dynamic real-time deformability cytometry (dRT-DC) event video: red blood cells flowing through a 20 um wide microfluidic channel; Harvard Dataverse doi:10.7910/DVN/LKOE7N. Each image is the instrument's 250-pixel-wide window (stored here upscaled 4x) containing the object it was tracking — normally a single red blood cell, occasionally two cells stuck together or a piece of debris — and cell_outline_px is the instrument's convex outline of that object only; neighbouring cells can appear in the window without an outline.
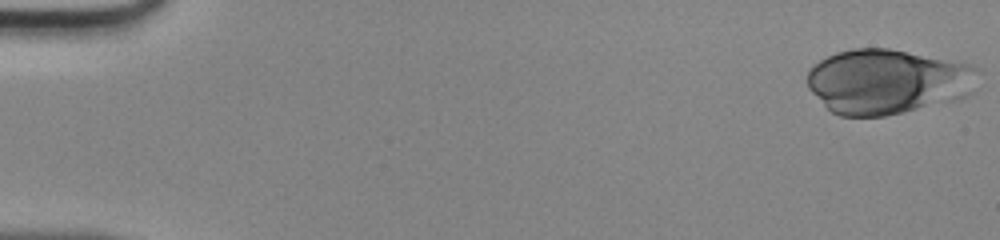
{"species": "human", "species_latin": "Homo sapiens", "temperature_condition": "room temperature", "stored_images_in_passage": 47, "camera_frame_rate_fps": 3000, "um_per_image_px": 0.085, "donor": {"sex": "male"}, "frame": {"image": 1, "passage_image": 1, "time_ms": 0.0, "image_size_px": [1000, 240], "cell_outline_px": [[980, 72], [924, 104], [916, 108], [884, 116], [840, 116], [832, 112], [808, 88], [808, 72], [812, 64], [836, 52], [852, 48], [888, 48], [972, 64], [980, 68]], "centroid_in_image_um": [75.05, 6.84], "position_along_channel_um": 9.9, "area_um2": 60.34}}
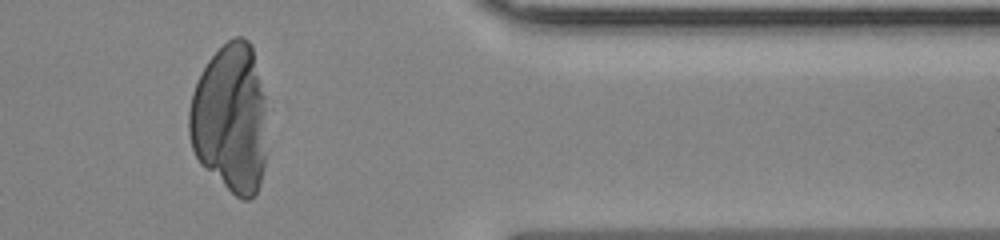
{"frame": {"image": 2, "passage_image": 40, "time_ms": 13.0, "image_size_px": [1000, 240], "cell_outline_px": [[264, 168], [260, 184], [256, 192], [248, 200], [244, 200], [236, 196], [204, 168], [200, 164], [192, 148], [188, 132], [188, 112], [192, 92], [208, 60], [228, 40], [236, 36], [244, 36], [252, 44], [264, 96]], "centroid_in_image_um": [19.55, 10.07], "position_along_channel_um": 391.8, "area_um2": 67.39}}